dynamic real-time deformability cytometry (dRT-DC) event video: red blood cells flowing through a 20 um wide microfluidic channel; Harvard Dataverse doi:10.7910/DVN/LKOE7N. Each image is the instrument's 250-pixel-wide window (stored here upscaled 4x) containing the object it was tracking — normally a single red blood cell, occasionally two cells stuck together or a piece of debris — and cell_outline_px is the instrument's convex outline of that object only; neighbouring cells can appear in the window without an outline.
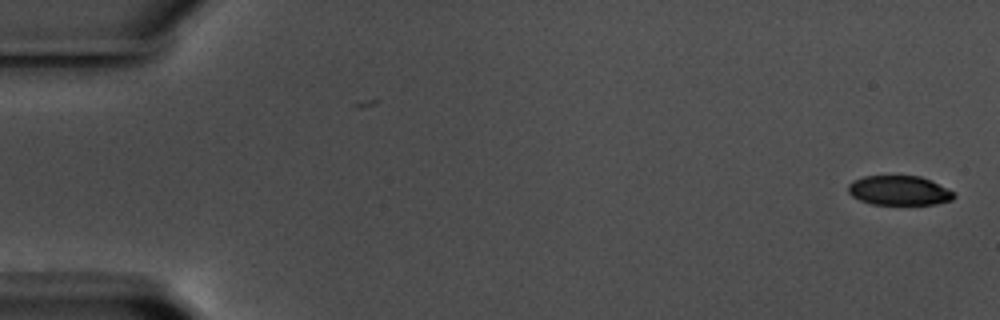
{"species": "common noctule bat (a hibernating species)", "species_latin": "Nyctalus noctula", "temperature_condition": "warm", "stored_images_in_passage": 58, "camera_frame_rate_fps": 3000, "um_per_image_px": 0.085, "animal": {"sex": "male", "body_mass_g": 17.5, "forearm_length_mm": 52.3}, "frame": {"image": 1, "passage_image": 1, "time_ms": 0.0, "image_size_px": [1000, 320], "cell_outline_px": [[956, 196], [952, 200], [936, 204], [872, 204], [860, 200], [852, 196], [848, 192], [848, 184], [852, 180], [864, 176], [920, 176], [956, 192]], "centroid_in_image_um": [76.43, 16.19], "position_along_channel_um": 8.6, "area_um2": 18.21}}
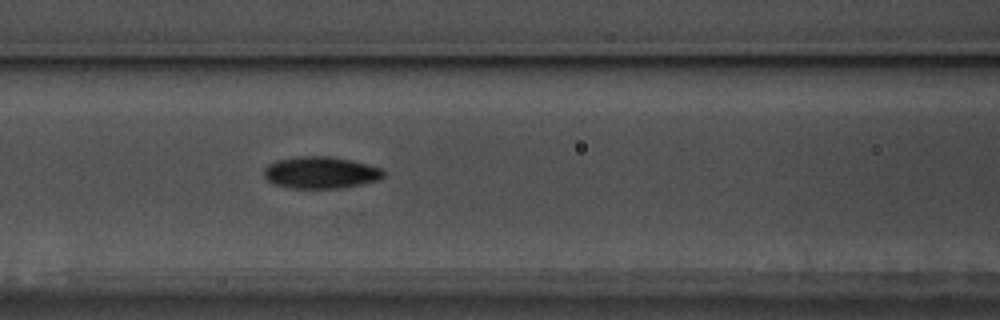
{"frame": {"image": 2, "passage_image": 25, "time_ms": 8.0, "image_size_px": [1000, 320], "cell_outline_px": [[384, 176], [380, 180], [364, 184], [340, 188], [292, 188], [276, 184], [268, 180], [264, 176], [264, 168], [268, 164], [276, 160], [300, 156], [328, 156], [352, 160], [368, 164], [380, 168], [384, 172]], "centroid_in_image_um": [27.28, 14.66], "position_along_channel_um": 139.3, "area_um2": 22.25}}
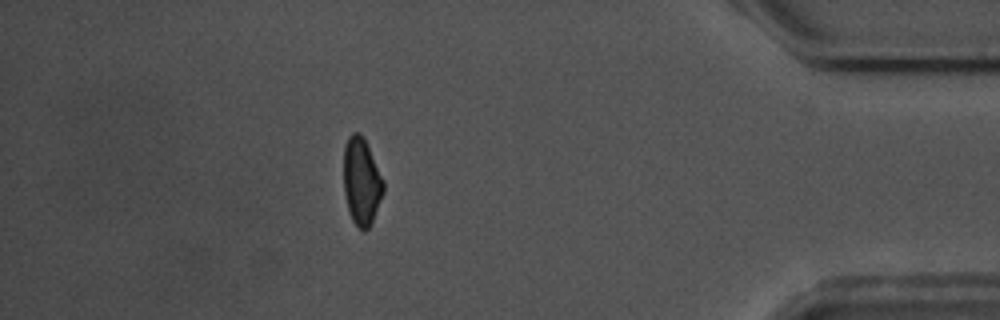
{"frame": {"image": 3, "passage_image": 51, "time_ms": 16.667, "image_size_px": [1000, 320], "cell_outline_px": [[384, 192], [372, 220], [368, 228], [364, 232], [352, 220], [348, 208], [344, 192], [344, 148], [348, 136], [352, 132], [360, 132], [364, 136], [384, 180]], "centroid_in_image_um": [30.73, 15.37], "position_along_channel_um": 404.5, "area_um2": 20.23}, "authors_computed_cell_mechanics": {"area_um2": 20.7213, "velocity_mm_per_s": 3.5601, "shape_relaxation_time_tau1_ms": 3.2121, "shape_relaxation_time_tau2_ms": 8.7734, "deformation_change_tau1": 0.1077, "deformation_change_tau2": 0.1527}}